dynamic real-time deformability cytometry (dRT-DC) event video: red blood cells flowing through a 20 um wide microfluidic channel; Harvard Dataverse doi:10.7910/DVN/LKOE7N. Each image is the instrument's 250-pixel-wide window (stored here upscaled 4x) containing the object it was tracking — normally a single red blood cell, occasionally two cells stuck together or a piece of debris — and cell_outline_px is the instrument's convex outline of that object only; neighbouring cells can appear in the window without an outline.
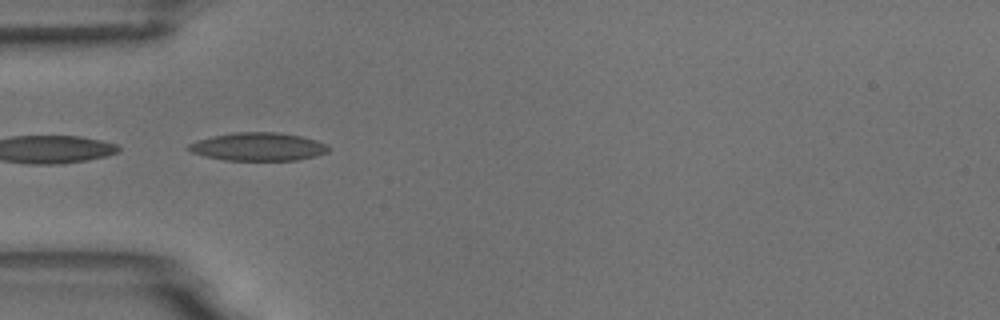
{"species": "common noctule bat (a hibernating species)", "species_latin": "Nyctalus noctula", "temperature_condition": "room temperature", "stored_images_in_passage": 8, "camera_frame_rate_fps": 3000, "um_per_image_px": 0.085, "animal": {"sex": "male", "body_mass_g": 18.8}, "frame": {"image": 1, "passage_image": 4, "time_ms": 4.333, "image_size_px": [1000, 320], "cell_outline_px": [[332, 148], [328, 152], [316, 156], [296, 160], [224, 160], [204, 156], [192, 152], [184, 148], [188, 144], [196, 140], [212, 136], [232, 132], [276, 132], [300, 136], [316, 140], [328, 144]], "centroid_in_image_um": [21.93, 12.47], "position_along_channel_um": 63.1, "area_um2": 23.18}}
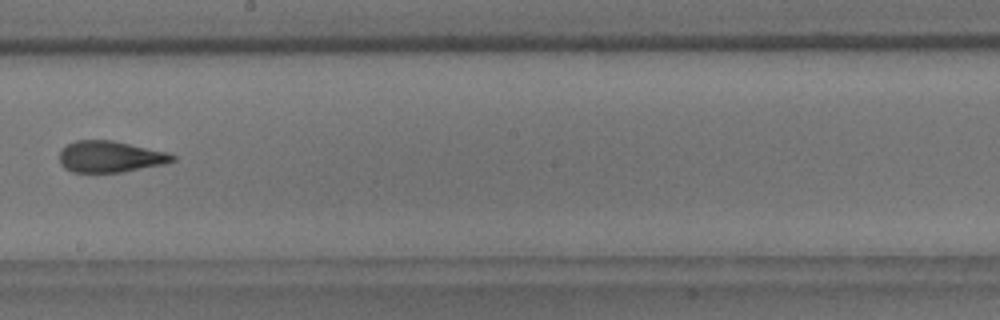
{"frame": {"image": 2, "passage_image": 8, "time_ms": 9.0, "image_size_px": [1000, 320], "cell_outline_px": [[176, 160], [164, 164], [120, 172], [72, 172], [64, 168], [60, 164], [60, 152], [68, 144], [76, 140], [112, 140], [168, 152], [176, 156]], "centroid_in_image_um": [9.37, 13.31], "position_along_channel_um": 238.8, "area_um2": 20.58}}